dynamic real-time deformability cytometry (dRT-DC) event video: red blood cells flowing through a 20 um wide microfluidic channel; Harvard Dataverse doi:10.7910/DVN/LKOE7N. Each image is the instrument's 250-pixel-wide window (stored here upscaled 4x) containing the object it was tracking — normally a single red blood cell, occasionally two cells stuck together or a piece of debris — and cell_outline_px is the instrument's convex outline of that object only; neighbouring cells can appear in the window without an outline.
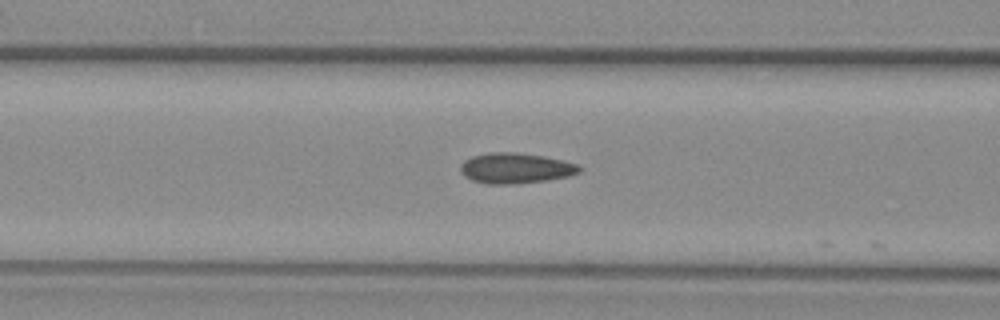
{"species": "common noctule bat (a hibernating species)", "species_latin": "Nyctalus noctula", "temperature_condition": "warm", "stored_images_in_passage": 22, "camera_frame_rate_fps": 3000, "um_per_image_px": 0.085, "animal": {"sex": "female", "body_mass_g": 29.2, "forearm_length_mm": 56.3}, "frame": {"image": 1, "passage_image": 21, "time_ms": 6.667, "image_size_px": [1000, 320], "cell_outline_px": [[580, 172], [568, 176], [544, 180], [512, 184], [484, 184], [472, 180], [464, 176], [460, 172], [460, 164], [464, 160], [472, 156], [488, 152], [516, 152], [544, 156], [564, 160], [580, 164]], "centroid_in_image_um": [43.79, 14.28], "position_along_channel_um": 122.8, "area_um2": 21.27}}